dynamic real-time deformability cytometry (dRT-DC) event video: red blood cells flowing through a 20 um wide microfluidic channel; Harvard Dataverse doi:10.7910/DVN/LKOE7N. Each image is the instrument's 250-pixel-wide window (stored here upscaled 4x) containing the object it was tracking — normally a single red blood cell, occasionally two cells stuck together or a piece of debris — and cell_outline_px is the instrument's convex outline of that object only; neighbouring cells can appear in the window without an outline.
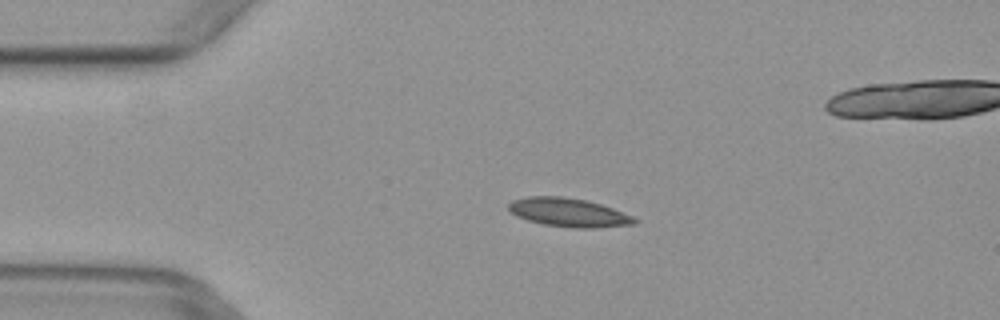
{"species": "common noctule bat (a hibernating species)", "species_latin": "Nyctalus noctula", "temperature_condition": "warm", "stored_images_in_passage": 5, "camera_frame_rate_fps": 3000, "um_per_image_px": 0.085, "animal": {"sex": "female", "body_mass_g": 29.2, "forearm_length_mm": 56.3}, "frame": {"image": 1, "passage_image": 3, "time_ms": 0.667, "image_size_px": [1000, 320], "cell_outline_px": [[640, 220], [636, 224], [596, 228], [572, 228], [544, 224], [528, 220], [516, 216], [508, 212], [508, 204], [512, 200], [528, 196], [564, 196], [588, 200], [612, 208], [632, 216]], "centroid_in_image_um": [48.32, 18.06], "position_along_channel_um": 36.7, "area_um2": 21.27}}